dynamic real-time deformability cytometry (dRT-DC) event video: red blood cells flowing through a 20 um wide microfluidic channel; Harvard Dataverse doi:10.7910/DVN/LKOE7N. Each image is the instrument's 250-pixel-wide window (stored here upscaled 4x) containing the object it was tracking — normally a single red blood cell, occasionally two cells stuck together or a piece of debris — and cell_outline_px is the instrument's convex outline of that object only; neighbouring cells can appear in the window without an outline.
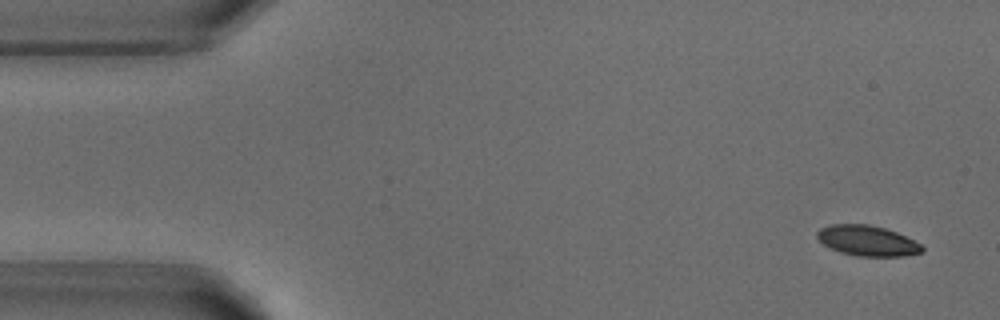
{"species": "common noctule bat (a hibernating species)", "species_latin": "Nyctalus noctula", "temperature_condition": "warm", "stored_images_in_passage": 4, "camera_frame_rate_fps": 3000, "um_per_image_px": 0.085, "animal": {"sex": "male", "body_mass_g": 18.8}, "frame": {"image": 1, "passage_image": 1, "time_ms": 0.0, "image_size_px": [1000, 320], "cell_outline_px": [[924, 252], [904, 256], [856, 256], [840, 252], [824, 244], [816, 236], [816, 232], [820, 228], [828, 224], [868, 224], [884, 228], [896, 232], [920, 244], [924, 248]], "centroid_in_image_um": [73.71, 20.46], "position_along_channel_um": 11.3, "area_um2": 18.5}}
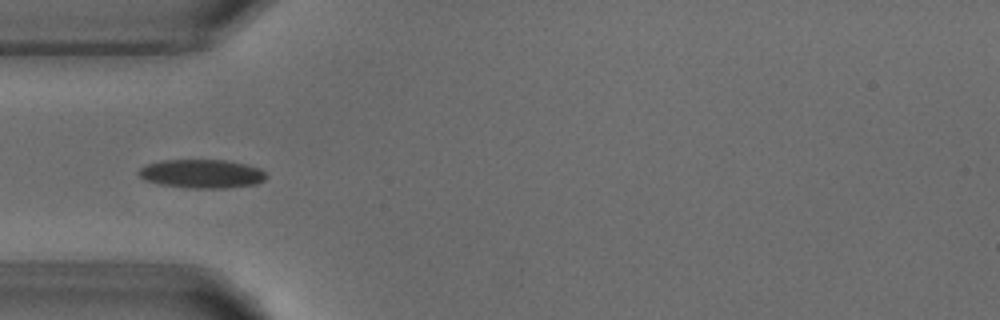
{"frame": {"image": 2, "passage_image": 4, "time_ms": 4.333, "image_size_px": [1000, 320], "cell_outline_px": [[268, 176], [264, 180], [256, 184], [228, 188], [188, 188], [160, 184], [144, 180], [136, 172], [140, 168], [148, 164], [164, 160], [224, 160], [244, 164], [260, 168]], "centroid_in_image_um": [17.15, 14.78], "position_along_channel_um": 67.8, "area_um2": 21.33}}